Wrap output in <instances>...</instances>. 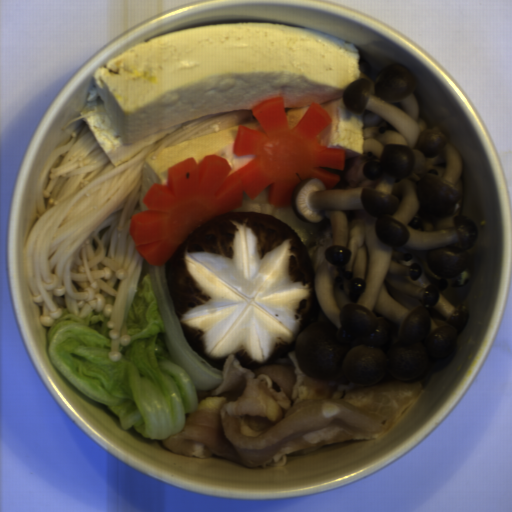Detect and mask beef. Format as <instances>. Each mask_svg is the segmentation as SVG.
Here are the masks:
<instances>
[{
  "instance_id": "33117281",
  "label": "beef",
  "mask_w": 512,
  "mask_h": 512,
  "mask_svg": "<svg viewBox=\"0 0 512 512\" xmlns=\"http://www.w3.org/2000/svg\"><path fill=\"white\" fill-rule=\"evenodd\" d=\"M214 390L196 392L183 428L162 440L185 456L222 458L247 468L285 466L302 455L348 440H375L394 427L424 386L419 382L362 385L314 379L293 349L252 370L228 355Z\"/></svg>"
}]
</instances>
